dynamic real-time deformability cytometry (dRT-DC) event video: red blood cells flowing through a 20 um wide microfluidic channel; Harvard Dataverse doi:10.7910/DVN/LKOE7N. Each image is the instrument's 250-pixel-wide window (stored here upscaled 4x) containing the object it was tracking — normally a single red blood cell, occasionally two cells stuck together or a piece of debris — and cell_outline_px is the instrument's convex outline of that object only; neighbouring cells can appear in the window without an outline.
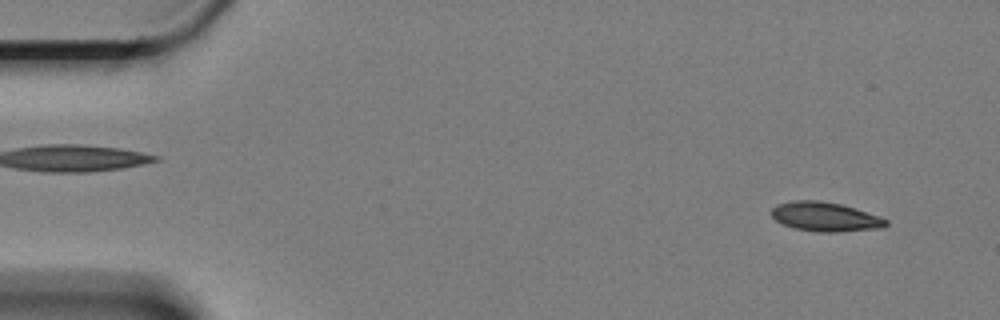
{"species": "Egyptian fruit bat (a non-hibernating species)", "species_latin": "Rousettus aegyptiacus", "temperature_condition": "cold", "stored_images_in_passage": 59, "camera_frame_rate_fps": 3000, "um_per_image_px": 0.085, "animal": {"sex": "female"}, "frame": {"image": 1, "passage_image": 4, "time_ms": 1.0, "image_size_px": [1000, 320], "cell_outline_px": [[888, 224], [884, 228], [840, 232], [820, 232], [796, 228], [784, 224], [776, 220], [768, 212], [772, 208], [780, 204], [796, 200], [820, 200], [840, 204], [880, 216], [888, 220]], "centroid_in_image_um": [70.17, 18.43], "position_along_channel_um": 14.8, "area_um2": 19.48}}
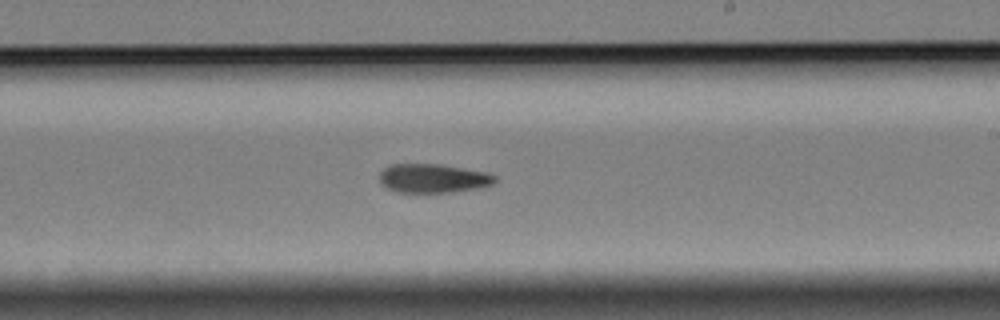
{"frame": {"image": 2, "passage_image": 35, "time_ms": 11.333, "image_size_px": [1000, 320], "cell_outline_px": [[496, 180], [492, 184], [480, 188], [452, 192], [396, 192], [380, 184], [380, 172], [388, 164], [440, 164], [488, 172], [496, 176]], "centroid_in_image_um": [36.81, 15.15], "position_along_channel_um": 252.2, "area_um2": 19.59}}
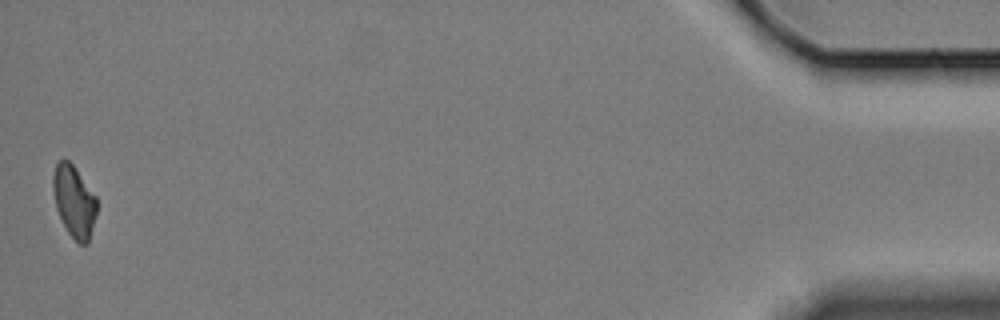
{"frame": {"image": 3, "passage_image": 59, "time_ms": 19.333, "image_size_px": [1000, 320], "cell_outline_px": [[96, 212], [88, 244], [80, 244], [68, 232], [56, 208], [52, 188], [52, 176], [56, 164], [60, 160], [68, 160], [72, 164], [96, 196]], "centroid_in_image_um": [6.28, 17.1], "position_along_channel_um": 428.9, "area_um2": 17.98}, "authors_computed_cell_mechanics": {"area_um2": 19.652, "velocity_mm_per_s": 3.3254, "shape_relaxation_time_tau1_ms": 5.3848, "shape_relaxation_time_tau2_ms": null, "deformation_change_tau1": 0.1338, "deformation_change_tau2": null}}